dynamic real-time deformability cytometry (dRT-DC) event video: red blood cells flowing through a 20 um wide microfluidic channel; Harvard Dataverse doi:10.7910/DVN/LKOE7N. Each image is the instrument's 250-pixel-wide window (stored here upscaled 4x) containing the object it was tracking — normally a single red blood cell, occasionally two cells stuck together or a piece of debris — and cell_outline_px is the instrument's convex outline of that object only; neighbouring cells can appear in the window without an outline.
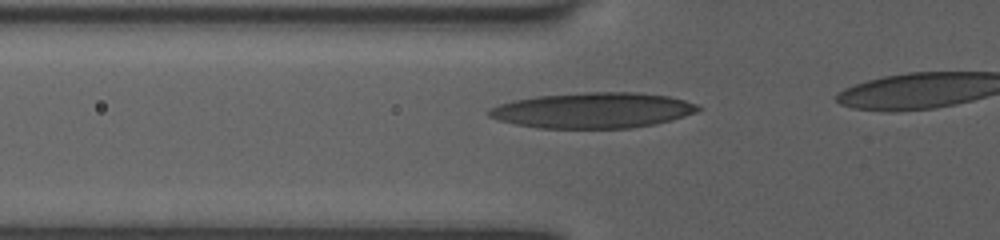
{"species": "human", "species_latin": "Homo sapiens", "temperature_condition": "room temperature", "stored_images_in_passage": 23, "camera_frame_rate_fps": 3000, "um_per_image_px": 0.085, "donor": {"sex": "female"}, "frame": {"image": 1, "passage_image": 5, "time_ms": 1.333, "image_size_px": [1000, 240], "cell_outline_px": [[704, 108], [696, 112], [672, 120], [656, 124], [632, 128], [536, 128], [516, 124], [500, 120], [488, 116], [488, 108], [512, 100], [536, 96], [584, 92], [636, 92], [668, 96], [700, 104]], "centroid_in_image_um": [50.43, 9.37], "position_along_channel_um": 75.4, "area_um2": 43.64}}
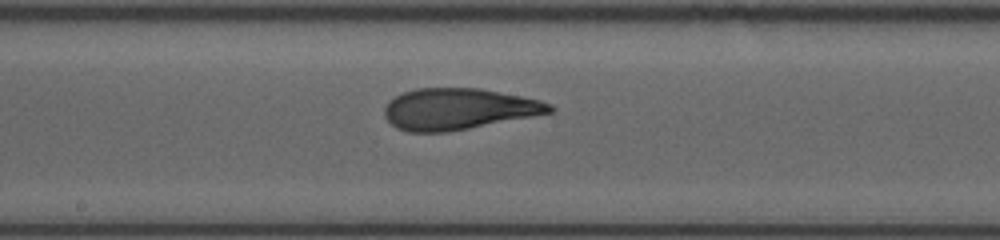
{"frame": {"image": 2, "passage_image": 15, "time_ms": 4.667, "image_size_px": [1000, 240], "cell_outline_px": [[556, 108], [552, 112], [532, 116], [448, 132], [408, 132], [396, 128], [384, 116], [384, 108], [388, 100], [404, 92], [416, 88], [480, 88], [540, 100], [552, 104]], "centroid_in_image_um": [38.94, 9.26], "position_along_channel_um": 209.3, "area_um2": 39.65}}
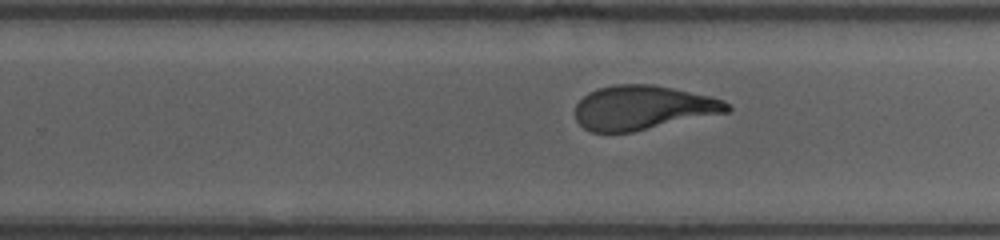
{"frame": {"image": 3, "passage_image": 20, "time_ms": 6.333, "image_size_px": [1000, 240], "cell_outline_px": [[732, 108], [728, 112], [632, 132], [592, 132], [584, 128], [576, 120], [576, 104], [588, 92], [600, 88], [616, 84], [652, 84], [712, 96], [724, 100]], "centroid_in_image_um": [54.66, 9.15], "position_along_channel_um": 275.1, "area_um2": 39.02}}